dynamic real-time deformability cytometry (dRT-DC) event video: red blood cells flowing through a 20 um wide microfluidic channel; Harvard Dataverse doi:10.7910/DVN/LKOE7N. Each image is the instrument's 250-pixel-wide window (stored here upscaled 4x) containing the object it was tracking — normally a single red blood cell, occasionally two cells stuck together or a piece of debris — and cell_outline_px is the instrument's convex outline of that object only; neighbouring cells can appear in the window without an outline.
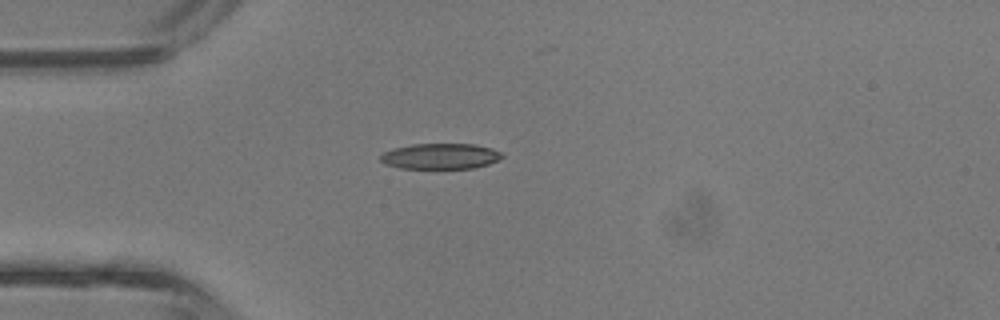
{"species": "common noctule bat (a hibernating species)", "species_latin": "Nyctalus noctula", "temperature_condition": "room temperature", "stored_images_in_passage": 3, "camera_frame_rate_fps": 3000, "um_per_image_px": 0.085, "animal": {"sex": "male", "body_mass_g": 13.3}, "frame": {"image": 1, "passage_image": 2, "time_ms": 0.333, "image_size_px": [1000, 320], "cell_outline_px": [[504, 156], [488, 164], [472, 168], [400, 168], [384, 164], [380, 160], [380, 156], [384, 152], [392, 148], [412, 144], [476, 144], [492, 148], [500, 152]], "centroid_in_image_um": [37.4, 13.27], "position_along_channel_um": 47.6, "area_um2": 18.15}}